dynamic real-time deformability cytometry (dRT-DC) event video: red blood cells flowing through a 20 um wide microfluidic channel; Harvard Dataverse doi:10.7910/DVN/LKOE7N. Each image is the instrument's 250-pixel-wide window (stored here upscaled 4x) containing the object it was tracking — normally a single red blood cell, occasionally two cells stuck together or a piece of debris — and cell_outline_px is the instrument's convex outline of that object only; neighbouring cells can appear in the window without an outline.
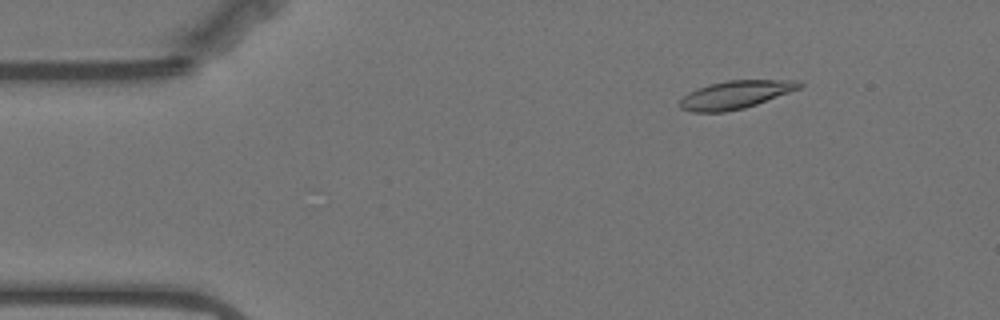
{"species": "Egyptian fruit bat (a non-hibernating species)", "species_latin": "Rousettus aegyptiacus", "temperature_condition": "warm", "stored_images_in_passage": 44, "camera_frame_rate_fps": 3000, "um_per_image_px": 0.085, "animal": {"sex": "female"}, "frame": {"image": 1, "passage_image": 6, "time_ms": 1.667, "image_size_px": [1000, 320], "cell_outline_px": [[804, 84], [800, 88], [756, 104], [744, 108], [724, 112], [692, 112], [680, 108], [680, 100], [688, 92], [696, 88], [708, 84], [728, 80], [796, 80]], "centroid_in_image_um": [62.48, 8.04], "position_along_channel_um": 22.5, "area_um2": 19.42}}
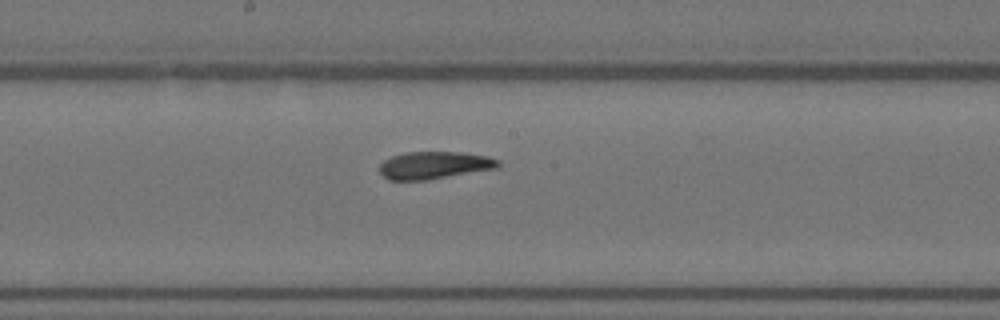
{"frame": {"image": 2, "passage_image": 28, "time_ms": 9.0, "image_size_px": [1000, 320], "cell_outline_px": [[500, 168], [428, 180], [388, 180], [380, 172], [380, 164], [384, 160], [392, 156], [404, 152], [460, 152], [488, 156], [500, 160]], "centroid_in_image_um": [36.95, 14.05], "position_along_channel_um": 211.2, "area_um2": 19.19}}
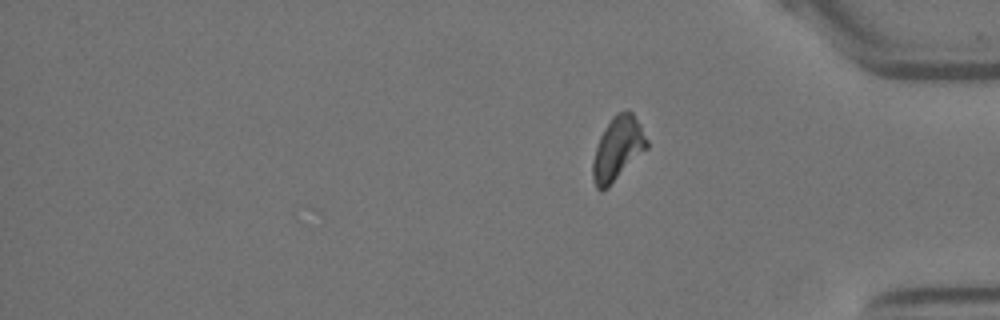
{"frame": {"image": 3, "passage_image": 44, "time_ms": 14.333, "image_size_px": [1000, 320], "cell_outline_px": [[648, 148], [608, 188], [600, 192], [596, 188], [592, 176], [592, 160], [600, 136], [604, 128], [612, 116], [616, 112], [628, 108], [632, 112], [640, 124], [648, 140]], "centroid_in_image_um": [52.5, 12.62], "position_along_channel_um": 382.7, "area_um2": 20.4}, "authors_computed_cell_mechanics": {"area_um2": 19.4208, "velocity_mm_per_s": 3.5031, "shape_relaxation_time_tau1_ms": 3.6822, "shape_relaxation_time_tau2_ms": 2.7441, "deformation_change_tau1": 0.1413, "deformation_change_tau2": 0.0971}}